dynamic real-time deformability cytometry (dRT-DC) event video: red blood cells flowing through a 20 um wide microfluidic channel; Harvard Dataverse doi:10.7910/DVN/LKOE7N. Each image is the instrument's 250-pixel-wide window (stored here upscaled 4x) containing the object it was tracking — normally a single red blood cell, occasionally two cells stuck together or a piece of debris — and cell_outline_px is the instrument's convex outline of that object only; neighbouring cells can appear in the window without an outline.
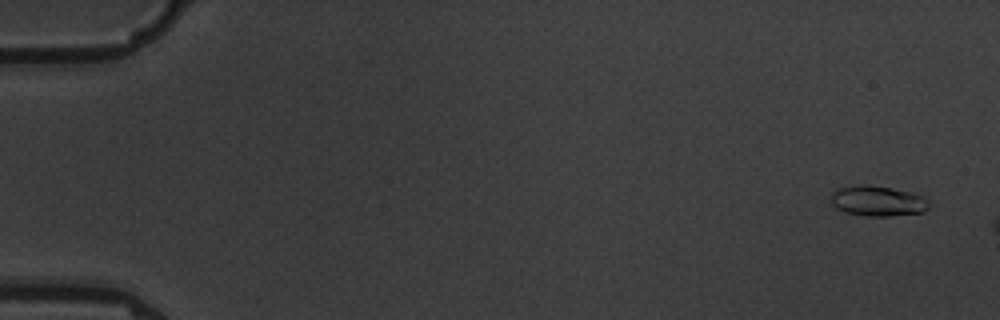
{"species": "common noctule bat (a hibernating species)", "species_latin": "Nyctalus noctula", "temperature_condition": "warm", "stored_images_in_passage": 4, "camera_frame_rate_fps": 3000, "um_per_image_px": 0.085, "animal": {"sex": "male", "body_mass_g": 19.5, "forearm_length_mm": 54.6}, "frame": {"image": 1, "passage_image": 1, "time_ms": 0.0, "image_size_px": [1000, 320], "cell_outline_px": [[928, 208], [924, 212], [888, 216], [864, 216], [844, 212], [836, 208], [832, 204], [832, 192], [840, 188], [856, 184], [868, 184], [892, 188], [908, 192], [920, 196], [928, 200]], "centroid_in_image_um": [74.57, 17.08], "position_along_channel_um": 10.4, "area_um2": 17.28}}